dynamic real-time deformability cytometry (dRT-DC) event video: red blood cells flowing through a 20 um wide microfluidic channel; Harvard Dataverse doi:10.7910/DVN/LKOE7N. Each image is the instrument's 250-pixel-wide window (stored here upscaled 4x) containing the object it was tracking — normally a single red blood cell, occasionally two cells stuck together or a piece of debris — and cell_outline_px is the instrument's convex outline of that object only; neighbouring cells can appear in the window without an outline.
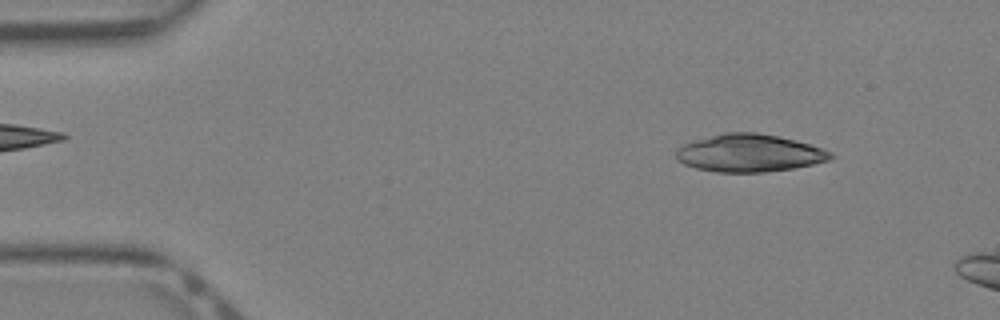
{"species": "Egyptian fruit bat (a non-hibernating species)", "species_latin": "Rousettus aegyptiacus", "temperature_condition": "warm", "stored_images_in_passage": 9, "camera_frame_rate_fps": 3000, "um_per_image_px": 0.085, "animal": {"sex": "female"}, "frame": {"image": 1, "passage_image": 4, "time_ms": 1.0, "image_size_px": [1000, 320], "cell_outline_px": [[836, 156], [832, 160], [792, 168], [764, 172], [716, 172], [696, 168], [684, 164], [676, 160], [676, 148], [684, 144], [696, 140], [724, 132], [756, 132], [796, 140], [832, 152]], "centroid_in_image_um": [63.69, 13.01], "position_along_channel_um": 21.3, "area_um2": 33.81}}